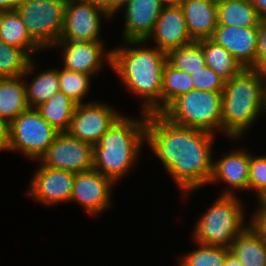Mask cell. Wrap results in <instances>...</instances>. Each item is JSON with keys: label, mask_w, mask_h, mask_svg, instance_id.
Segmentation results:
<instances>
[{"label": "cell", "mask_w": 266, "mask_h": 266, "mask_svg": "<svg viewBox=\"0 0 266 266\" xmlns=\"http://www.w3.org/2000/svg\"><path fill=\"white\" fill-rule=\"evenodd\" d=\"M215 137L207 131L175 124L161 113L147 114L146 143L172 176L182 198L208 185Z\"/></svg>", "instance_id": "cell-1"}, {"label": "cell", "mask_w": 266, "mask_h": 266, "mask_svg": "<svg viewBox=\"0 0 266 266\" xmlns=\"http://www.w3.org/2000/svg\"><path fill=\"white\" fill-rule=\"evenodd\" d=\"M123 43L112 49L113 71L130 93L141 98L142 113H161L162 71L167 62L166 53L151 45L147 47L145 40Z\"/></svg>", "instance_id": "cell-2"}, {"label": "cell", "mask_w": 266, "mask_h": 266, "mask_svg": "<svg viewBox=\"0 0 266 266\" xmlns=\"http://www.w3.org/2000/svg\"><path fill=\"white\" fill-rule=\"evenodd\" d=\"M141 115L137 119L122 114L93 145V169L115 184L127 176L140 158L146 142L147 119L146 113Z\"/></svg>", "instance_id": "cell-3"}, {"label": "cell", "mask_w": 266, "mask_h": 266, "mask_svg": "<svg viewBox=\"0 0 266 266\" xmlns=\"http://www.w3.org/2000/svg\"><path fill=\"white\" fill-rule=\"evenodd\" d=\"M266 75L244 68L225 81L222 92L221 132L231 140L241 139L263 114Z\"/></svg>", "instance_id": "cell-4"}, {"label": "cell", "mask_w": 266, "mask_h": 266, "mask_svg": "<svg viewBox=\"0 0 266 266\" xmlns=\"http://www.w3.org/2000/svg\"><path fill=\"white\" fill-rule=\"evenodd\" d=\"M238 196L220 195L199 217L191 236L200 244L230 248L236 236L248 226L243 202Z\"/></svg>", "instance_id": "cell-5"}, {"label": "cell", "mask_w": 266, "mask_h": 266, "mask_svg": "<svg viewBox=\"0 0 266 266\" xmlns=\"http://www.w3.org/2000/svg\"><path fill=\"white\" fill-rule=\"evenodd\" d=\"M222 92L193 89L174 99L161 114L171 122L216 134L221 132Z\"/></svg>", "instance_id": "cell-6"}, {"label": "cell", "mask_w": 266, "mask_h": 266, "mask_svg": "<svg viewBox=\"0 0 266 266\" xmlns=\"http://www.w3.org/2000/svg\"><path fill=\"white\" fill-rule=\"evenodd\" d=\"M67 0H21L16 11L31 38L44 50L59 41Z\"/></svg>", "instance_id": "cell-7"}, {"label": "cell", "mask_w": 266, "mask_h": 266, "mask_svg": "<svg viewBox=\"0 0 266 266\" xmlns=\"http://www.w3.org/2000/svg\"><path fill=\"white\" fill-rule=\"evenodd\" d=\"M58 134L36 108H28L9 124V151L38 161Z\"/></svg>", "instance_id": "cell-8"}, {"label": "cell", "mask_w": 266, "mask_h": 266, "mask_svg": "<svg viewBox=\"0 0 266 266\" xmlns=\"http://www.w3.org/2000/svg\"><path fill=\"white\" fill-rule=\"evenodd\" d=\"M103 19L109 21L111 16L92 3L67 0L59 41H102L100 31Z\"/></svg>", "instance_id": "cell-9"}, {"label": "cell", "mask_w": 266, "mask_h": 266, "mask_svg": "<svg viewBox=\"0 0 266 266\" xmlns=\"http://www.w3.org/2000/svg\"><path fill=\"white\" fill-rule=\"evenodd\" d=\"M37 162L73 173L88 171L93 169V146L61 132Z\"/></svg>", "instance_id": "cell-10"}, {"label": "cell", "mask_w": 266, "mask_h": 266, "mask_svg": "<svg viewBox=\"0 0 266 266\" xmlns=\"http://www.w3.org/2000/svg\"><path fill=\"white\" fill-rule=\"evenodd\" d=\"M121 115L120 111L104 102L77 104L67 133L93 146Z\"/></svg>", "instance_id": "cell-11"}, {"label": "cell", "mask_w": 266, "mask_h": 266, "mask_svg": "<svg viewBox=\"0 0 266 266\" xmlns=\"http://www.w3.org/2000/svg\"><path fill=\"white\" fill-rule=\"evenodd\" d=\"M104 45L103 41H57L51 48L63 51L64 69L94 77L103 64L112 66V49L108 51Z\"/></svg>", "instance_id": "cell-12"}, {"label": "cell", "mask_w": 266, "mask_h": 266, "mask_svg": "<svg viewBox=\"0 0 266 266\" xmlns=\"http://www.w3.org/2000/svg\"><path fill=\"white\" fill-rule=\"evenodd\" d=\"M115 183L91 169L75 173L70 202H78L84 212L97 216L111 207V190Z\"/></svg>", "instance_id": "cell-13"}, {"label": "cell", "mask_w": 266, "mask_h": 266, "mask_svg": "<svg viewBox=\"0 0 266 266\" xmlns=\"http://www.w3.org/2000/svg\"><path fill=\"white\" fill-rule=\"evenodd\" d=\"M74 177L73 172L39 165L26 195L46 206L70 202Z\"/></svg>", "instance_id": "cell-14"}, {"label": "cell", "mask_w": 266, "mask_h": 266, "mask_svg": "<svg viewBox=\"0 0 266 266\" xmlns=\"http://www.w3.org/2000/svg\"><path fill=\"white\" fill-rule=\"evenodd\" d=\"M248 152L245 148L235 149L220 159H213L212 175L208 184L222 181L229 186L220 195L235 196V191L249 192L250 152Z\"/></svg>", "instance_id": "cell-15"}, {"label": "cell", "mask_w": 266, "mask_h": 266, "mask_svg": "<svg viewBox=\"0 0 266 266\" xmlns=\"http://www.w3.org/2000/svg\"><path fill=\"white\" fill-rule=\"evenodd\" d=\"M162 9L159 0H123L119 8L124 13L125 21L122 41L146 40Z\"/></svg>", "instance_id": "cell-16"}, {"label": "cell", "mask_w": 266, "mask_h": 266, "mask_svg": "<svg viewBox=\"0 0 266 266\" xmlns=\"http://www.w3.org/2000/svg\"><path fill=\"white\" fill-rule=\"evenodd\" d=\"M154 39L155 47L164 53L194 41L187 30L185 16L180 6L163 7L154 29L145 40Z\"/></svg>", "instance_id": "cell-17"}, {"label": "cell", "mask_w": 266, "mask_h": 266, "mask_svg": "<svg viewBox=\"0 0 266 266\" xmlns=\"http://www.w3.org/2000/svg\"><path fill=\"white\" fill-rule=\"evenodd\" d=\"M210 39L230 52L243 68L254 66L258 27L218 25Z\"/></svg>", "instance_id": "cell-18"}, {"label": "cell", "mask_w": 266, "mask_h": 266, "mask_svg": "<svg viewBox=\"0 0 266 266\" xmlns=\"http://www.w3.org/2000/svg\"><path fill=\"white\" fill-rule=\"evenodd\" d=\"M194 41L209 39L218 26L217 0H183L180 4Z\"/></svg>", "instance_id": "cell-19"}, {"label": "cell", "mask_w": 266, "mask_h": 266, "mask_svg": "<svg viewBox=\"0 0 266 266\" xmlns=\"http://www.w3.org/2000/svg\"><path fill=\"white\" fill-rule=\"evenodd\" d=\"M35 64V59H32L22 76L27 78L30 75H35L29 84L24 83L29 108L38 107L60 90L57 68L46 69L35 74Z\"/></svg>", "instance_id": "cell-20"}, {"label": "cell", "mask_w": 266, "mask_h": 266, "mask_svg": "<svg viewBox=\"0 0 266 266\" xmlns=\"http://www.w3.org/2000/svg\"><path fill=\"white\" fill-rule=\"evenodd\" d=\"M0 39L23 49L32 59L36 52L44 51L29 35L19 13L14 10L0 12Z\"/></svg>", "instance_id": "cell-21"}, {"label": "cell", "mask_w": 266, "mask_h": 266, "mask_svg": "<svg viewBox=\"0 0 266 266\" xmlns=\"http://www.w3.org/2000/svg\"><path fill=\"white\" fill-rule=\"evenodd\" d=\"M24 80L22 76L0 78V118L8 124L29 108Z\"/></svg>", "instance_id": "cell-22"}, {"label": "cell", "mask_w": 266, "mask_h": 266, "mask_svg": "<svg viewBox=\"0 0 266 266\" xmlns=\"http://www.w3.org/2000/svg\"><path fill=\"white\" fill-rule=\"evenodd\" d=\"M218 25L258 27L261 18L249 0H217Z\"/></svg>", "instance_id": "cell-23"}, {"label": "cell", "mask_w": 266, "mask_h": 266, "mask_svg": "<svg viewBox=\"0 0 266 266\" xmlns=\"http://www.w3.org/2000/svg\"><path fill=\"white\" fill-rule=\"evenodd\" d=\"M76 105L74 100L59 90L36 109L53 128L61 133L69 130Z\"/></svg>", "instance_id": "cell-24"}, {"label": "cell", "mask_w": 266, "mask_h": 266, "mask_svg": "<svg viewBox=\"0 0 266 266\" xmlns=\"http://www.w3.org/2000/svg\"><path fill=\"white\" fill-rule=\"evenodd\" d=\"M229 250L244 266H266V244L250 226L236 236Z\"/></svg>", "instance_id": "cell-25"}, {"label": "cell", "mask_w": 266, "mask_h": 266, "mask_svg": "<svg viewBox=\"0 0 266 266\" xmlns=\"http://www.w3.org/2000/svg\"><path fill=\"white\" fill-rule=\"evenodd\" d=\"M198 41L202 45L206 66L212 68L225 81L244 69L230 52L210 38Z\"/></svg>", "instance_id": "cell-26"}, {"label": "cell", "mask_w": 266, "mask_h": 266, "mask_svg": "<svg viewBox=\"0 0 266 266\" xmlns=\"http://www.w3.org/2000/svg\"><path fill=\"white\" fill-rule=\"evenodd\" d=\"M193 89L192 75L166 62L162 71L161 112L178 96Z\"/></svg>", "instance_id": "cell-27"}, {"label": "cell", "mask_w": 266, "mask_h": 266, "mask_svg": "<svg viewBox=\"0 0 266 266\" xmlns=\"http://www.w3.org/2000/svg\"><path fill=\"white\" fill-rule=\"evenodd\" d=\"M167 62L174 68L186 72H196L206 66L205 55L199 41L172 49L167 54Z\"/></svg>", "instance_id": "cell-28"}, {"label": "cell", "mask_w": 266, "mask_h": 266, "mask_svg": "<svg viewBox=\"0 0 266 266\" xmlns=\"http://www.w3.org/2000/svg\"><path fill=\"white\" fill-rule=\"evenodd\" d=\"M31 60L23 49L0 39V78L23 76Z\"/></svg>", "instance_id": "cell-29"}, {"label": "cell", "mask_w": 266, "mask_h": 266, "mask_svg": "<svg viewBox=\"0 0 266 266\" xmlns=\"http://www.w3.org/2000/svg\"><path fill=\"white\" fill-rule=\"evenodd\" d=\"M194 243L197 249L178 258V266H224L229 248Z\"/></svg>", "instance_id": "cell-30"}, {"label": "cell", "mask_w": 266, "mask_h": 266, "mask_svg": "<svg viewBox=\"0 0 266 266\" xmlns=\"http://www.w3.org/2000/svg\"><path fill=\"white\" fill-rule=\"evenodd\" d=\"M57 72L60 91L64 92L77 104L84 103L82 100L87 97L90 91L91 77L93 76L69 71L60 67H58Z\"/></svg>", "instance_id": "cell-31"}, {"label": "cell", "mask_w": 266, "mask_h": 266, "mask_svg": "<svg viewBox=\"0 0 266 266\" xmlns=\"http://www.w3.org/2000/svg\"><path fill=\"white\" fill-rule=\"evenodd\" d=\"M254 192L258 200L266 193V155L252 156L249 164V192Z\"/></svg>", "instance_id": "cell-32"}, {"label": "cell", "mask_w": 266, "mask_h": 266, "mask_svg": "<svg viewBox=\"0 0 266 266\" xmlns=\"http://www.w3.org/2000/svg\"><path fill=\"white\" fill-rule=\"evenodd\" d=\"M191 75L194 89L214 92H223L224 90L225 80L208 66L191 72Z\"/></svg>", "instance_id": "cell-33"}, {"label": "cell", "mask_w": 266, "mask_h": 266, "mask_svg": "<svg viewBox=\"0 0 266 266\" xmlns=\"http://www.w3.org/2000/svg\"><path fill=\"white\" fill-rule=\"evenodd\" d=\"M251 69L266 75V19H261L258 25L256 60Z\"/></svg>", "instance_id": "cell-34"}, {"label": "cell", "mask_w": 266, "mask_h": 266, "mask_svg": "<svg viewBox=\"0 0 266 266\" xmlns=\"http://www.w3.org/2000/svg\"><path fill=\"white\" fill-rule=\"evenodd\" d=\"M248 222L251 229L266 244V210L257 205Z\"/></svg>", "instance_id": "cell-35"}, {"label": "cell", "mask_w": 266, "mask_h": 266, "mask_svg": "<svg viewBox=\"0 0 266 266\" xmlns=\"http://www.w3.org/2000/svg\"><path fill=\"white\" fill-rule=\"evenodd\" d=\"M103 9L111 18L115 17L116 13L120 12L119 8L123 0H85Z\"/></svg>", "instance_id": "cell-36"}, {"label": "cell", "mask_w": 266, "mask_h": 266, "mask_svg": "<svg viewBox=\"0 0 266 266\" xmlns=\"http://www.w3.org/2000/svg\"><path fill=\"white\" fill-rule=\"evenodd\" d=\"M0 151L9 152V124L0 118Z\"/></svg>", "instance_id": "cell-37"}, {"label": "cell", "mask_w": 266, "mask_h": 266, "mask_svg": "<svg viewBox=\"0 0 266 266\" xmlns=\"http://www.w3.org/2000/svg\"><path fill=\"white\" fill-rule=\"evenodd\" d=\"M261 19H266V0H251Z\"/></svg>", "instance_id": "cell-38"}, {"label": "cell", "mask_w": 266, "mask_h": 266, "mask_svg": "<svg viewBox=\"0 0 266 266\" xmlns=\"http://www.w3.org/2000/svg\"><path fill=\"white\" fill-rule=\"evenodd\" d=\"M20 0H0V12L16 9Z\"/></svg>", "instance_id": "cell-39"}, {"label": "cell", "mask_w": 266, "mask_h": 266, "mask_svg": "<svg viewBox=\"0 0 266 266\" xmlns=\"http://www.w3.org/2000/svg\"><path fill=\"white\" fill-rule=\"evenodd\" d=\"M224 266H244V265L229 250L227 252Z\"/></svg>", "instance_id": "cell-40"}, {"label": "cell", "mask_w": 266, "mask_h": 266, "mask_svg": "<svg viewBox=\"0 0 266 266\" xmlns=\"http://www.w3.org/2000/svg\"><path fill=\"white\" fill-rule=\"evenodd\" d=\"M163 7H176L180 6L183 0H159Z\"/></svg>", "instance_id": "cell-41"}, {"label": "cell", "mask_w": 266, "mask_h": 266, "mask_svg": "<svg viewBox=\"0 0 266 266\" xmlns=\"http://www.w3.org/2000/svg\"><path fill=\"white\" fill-rule=\"evenodd\" d=\"M258 206L261 208V209H264L266 210V193H264L258 200Z\"/></svg>", "instance_id": "cell-42"}, {"label": "cell", "mask_w": 266, "mask_h": 266, "mask_svg": "<svg viewBox=\"0 0 266 266\" xmlns=\"http://www.w3.org/2000/svg\"><path fill=\"white\" fill-rule=\"evenodd\" d=\"M264 114L266 113V83L264 86V107H263Z\"/></svg>", "instance_id": "cell-43"}]
</instances>
